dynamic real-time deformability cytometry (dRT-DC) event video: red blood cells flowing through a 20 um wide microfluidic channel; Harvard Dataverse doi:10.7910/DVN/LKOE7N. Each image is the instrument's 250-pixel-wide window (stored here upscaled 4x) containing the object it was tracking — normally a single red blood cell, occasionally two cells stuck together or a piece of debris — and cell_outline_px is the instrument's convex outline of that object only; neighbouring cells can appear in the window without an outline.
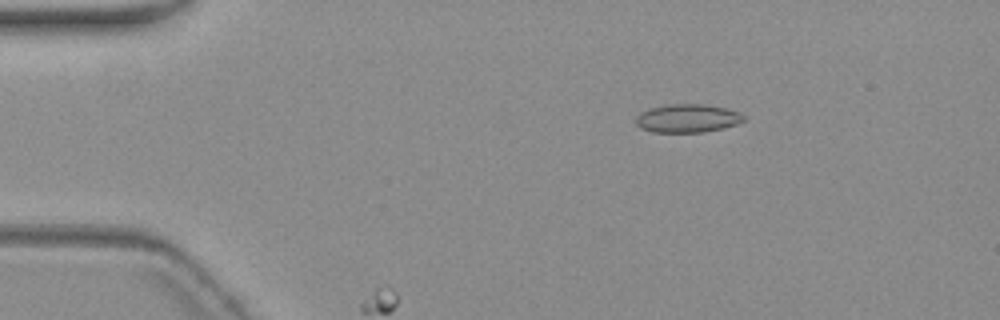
{"species": "common noctule bat (a hibernating species)", "species_latin": "Nyctalus noctula", "temperature_condition": "warm", "stored_images_in_passage": 5, "camera_frame_rate_fps": 3000, "um_per_image_px": 0.085, "animal": {"sex": "female", "body_mass_g": 19.3, "forearm_length_mm": 54.1}, "frame": {"image": 1, "passage_image": 2, "time_ms": 1.333, "image_size_px": [1000, 320], "cell_outline_px": [[744, 120], [736, 124], [724, 128], [704, 132], [652, 132], [640, 128], [636, 124], [636, 116], [640, 112], [652, 108], [668, 104], [704, 104], [724, 108], [740, 112], [744, 116]], "centroid_in_image_um": [58.42, 10.06], "position_along_channel_um": 26.6, "area_um2": 17.8}}
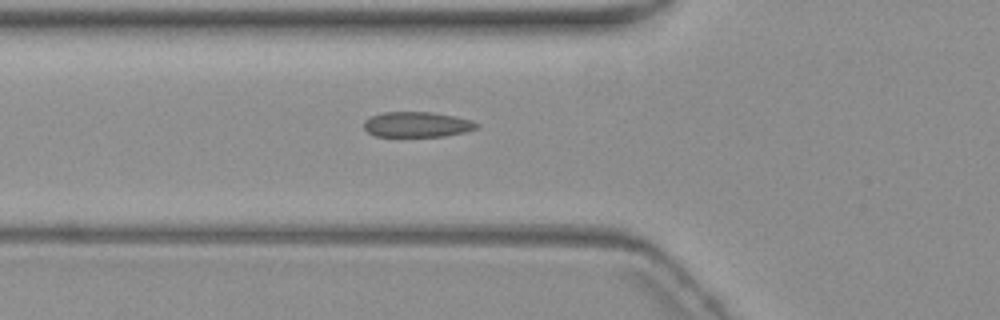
{"frame": {"image": 2, "passage_image": 5, "time_ms": 5.0, "image_size_px": [1000, 320], "cell_outline_px": [[480, 124], [476, 128], [464, 132], [444, 136], [376, 136], [368, 132], [364, 128], [364, 120], [380, 112], [432, 112], [456, 116], [472, 120]], "centroid_in_image_um": [35.45, 10.57], "position_along_channel_um": 90.3, "area_um2": 16.65}}